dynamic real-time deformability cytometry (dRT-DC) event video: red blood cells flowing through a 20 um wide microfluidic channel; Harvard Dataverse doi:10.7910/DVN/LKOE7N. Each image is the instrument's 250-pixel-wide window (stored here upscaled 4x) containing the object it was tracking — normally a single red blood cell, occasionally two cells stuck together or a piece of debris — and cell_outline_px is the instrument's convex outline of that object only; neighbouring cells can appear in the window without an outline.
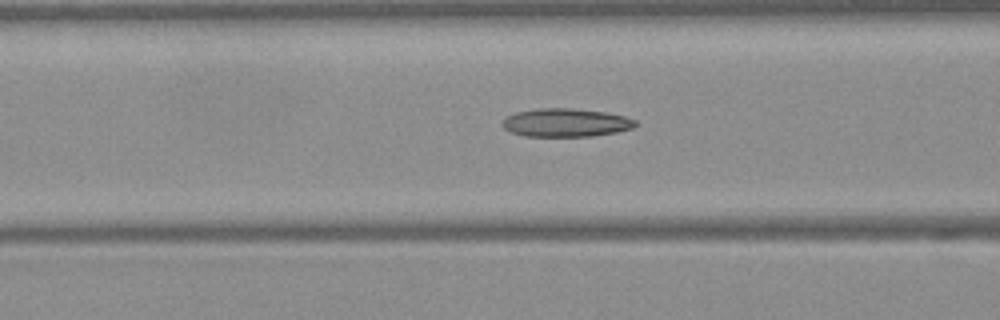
{"species": "Egyptian fruit bat (a non-hibernating species)", "species_latin": "Rousettus aegyptiacus", "temperature_condition": "warm", "stored_images_in_passage": 49, "camera_frame_rate_fps": 3000, "um_per_image_px": 0.085, "frame": {"image": 1, "passage_image": 19, "time_ms": 6.0, "image_size_px": [1000, 320], "cell_outline_px": [[636, 124], [632, 128], [616, 132], [592, 136], [524, 136], [508, 132], [500, 124], [508, 116], [516, 112], [540, 108], [572, 108], [604, 112], [624, 116], [636, 120]], "centroid_in_image_um": [48.06, 10.43], "position_along_channel_um": 118.5, "area_um2": 21.91}}
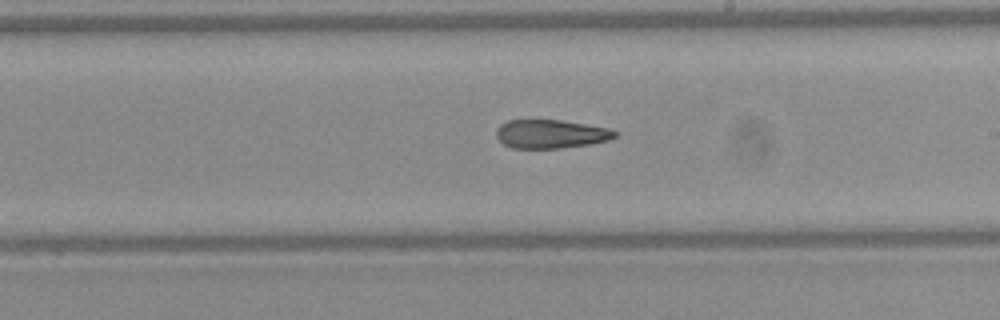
{"frame": {"image": 2, "passage_image": 28, "time_ms": 9.0, "image_size_px": [1000, 320], "cell_outline_px": [[620, 132], [616, 136], [608, 140], [588, 144], [560, 148], [512, 148], [504, 144], [496, 136], [496, 128], [500, 124], [508, 120], [560, 120], [608, 128]], "centroid_in_image_um": [46.8, 11.38], "position_along_channel_um": 242.2, "area_um2": 19.71}}
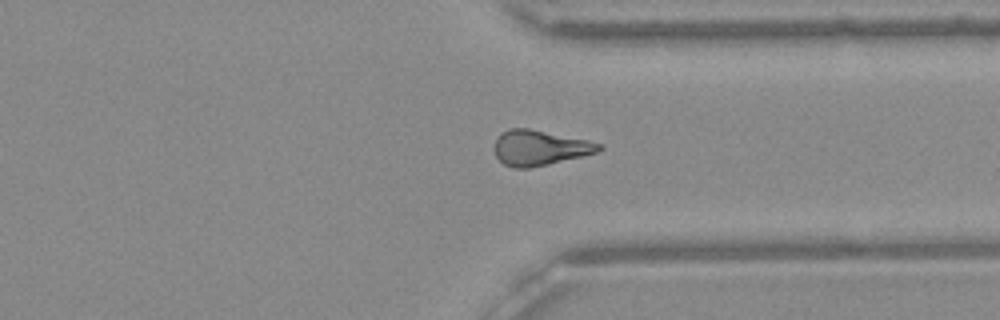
{"frame": {"image": 3, "passage_image": 37, "time_ms": 12.0, "image_size_px": [1000, 320], "cell_outline_px": [[604, 148], [600, 152], [548, 164], [528, 168], [512, 168], [504, 164], [496, 156], [492, 148], [500, 132], [508, 128], [528, 128], [588, 140], [604, 144]], "centroid_in_image_um": [45.88, 12.56], "position_along_channel_um": 365.5, "area_um2": 21.73}, "authors_computed_cell_mechanics": {"area_um2": 21.7328, "velocity_mm_per_s": 4.1186, "shape_relaxation_time_tau1_ms": null, "shape_relaxation_time_tau2_ms": 9.342, "deformation_change_tau1": null, "deformation_change_tau2": 0.2361}}